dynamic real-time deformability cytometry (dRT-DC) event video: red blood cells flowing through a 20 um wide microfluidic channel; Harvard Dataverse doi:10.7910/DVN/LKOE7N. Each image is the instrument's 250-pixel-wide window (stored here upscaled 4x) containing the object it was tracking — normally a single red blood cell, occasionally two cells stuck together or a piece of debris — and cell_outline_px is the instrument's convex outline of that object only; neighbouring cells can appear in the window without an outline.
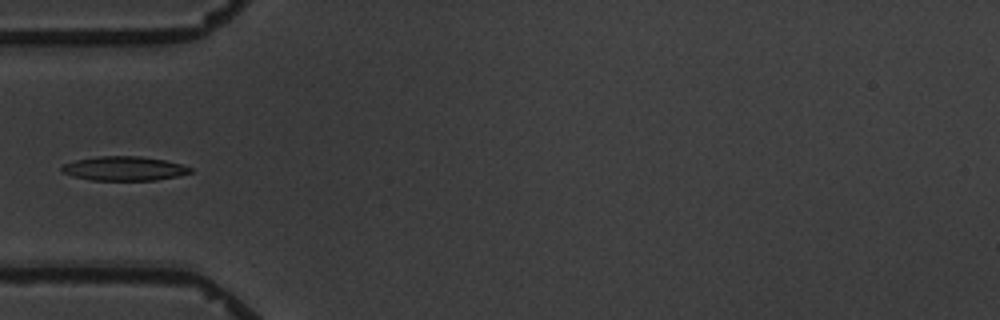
{"species": "common noctule bat (a hibernating species)", "species_latin": "Nyctalus noctula", "temperature_condition": "warm", "stored_images_in_passage": 5, "camera_frame_rate_fps": 3000, "um_per_image_px": 0.085, "animal": {"sex": "male", "body_mass_g": 19.5, "forearm_length_mm": 54.6}, "frame": {"image": 1, "passage_image": 5, "time_ms": 5.667, "image_size_px": [1000, 320], "cell_outline_px": [[192, 172], [176, 176], [156, 180], [92, 180], [72, 176], [60, 172], [60, 168], [64, 164], [76, 160], [96, 156], [140, 156], [164, 160], [180, 164], [192, 168]], "centroid_in_image_um": [10.51, 14.32], "position_along_channel_um": 74.5, "area_um2": 18.09}}